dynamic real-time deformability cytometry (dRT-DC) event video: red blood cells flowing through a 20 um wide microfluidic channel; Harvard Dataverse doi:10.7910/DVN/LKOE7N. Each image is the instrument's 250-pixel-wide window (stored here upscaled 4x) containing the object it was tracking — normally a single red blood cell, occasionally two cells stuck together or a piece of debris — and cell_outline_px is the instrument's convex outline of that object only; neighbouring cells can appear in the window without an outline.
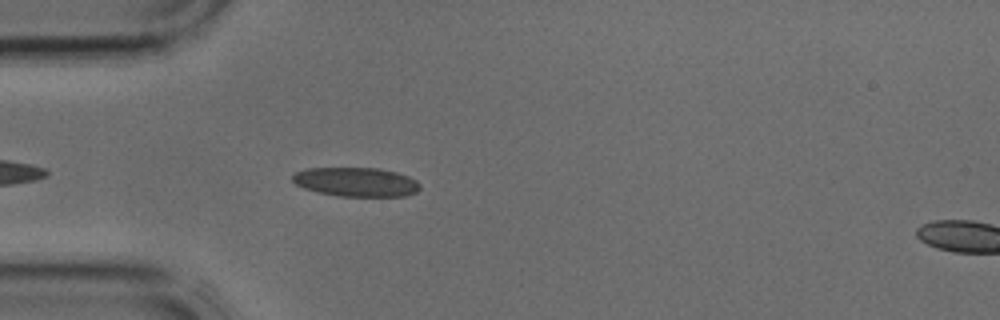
{"species": "common noctule bat (a hibernating species)", "species_latin": "Nyctalus noctula", "temperature_condition": "cold", "stored_images_in_passage": 5, "camera_frame_rate_fps": 3000, "um_per_image_px": 0.085, "animal": {"sex": "male", "body_mass_g": 17.9, "forearm_length_mm": 54.2}, "frame": {"image": 1, "passage_image": 4, "time_ms": 1.0, "image_size_px": [1000, 320], "cell_outline_px": [[420, 188], [416, 192], [404, 196], [340, 196], [316, 192], [304, 188], [296, 184], [292, 180], [292, 176], [296, 172], [308, 168], [380, 168], [396, 172], [408, 176], [416, 180], [420, 184]], "centroid_in_image_um": [30.27, 15.46], "position_along_channel_um": 54.7, "area_um2": 21.62}}